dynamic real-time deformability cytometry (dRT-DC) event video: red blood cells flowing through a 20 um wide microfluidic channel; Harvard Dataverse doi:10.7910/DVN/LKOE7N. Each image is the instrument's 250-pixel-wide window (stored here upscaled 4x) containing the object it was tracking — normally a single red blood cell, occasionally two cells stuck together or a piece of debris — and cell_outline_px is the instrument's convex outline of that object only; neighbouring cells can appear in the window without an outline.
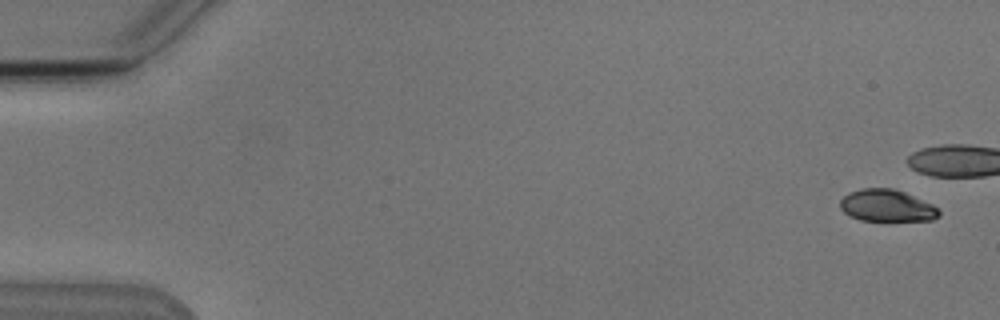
{"species": "Egyptian fruit bat (a non-hibernating species)", "species_latin": "Rousettus aegyptiacus", "temperature_condition": "cold", "stored_images_in_passage": 9, "segment_of_instrument_passage": [1, 2], "camera_frame_rate_fps": 3000, "um_per_image_px": 0.085, "animal": {"sex": "male"}, "frame": {"image": 1, "passage_image": 1, "time_ms": 0.0, "image_size_px": [1000, 320], "cell_outline_px": [[940, 216], [932, 220], [860, 220], [844, 212], [840, 208], [840, 200], [848, 192], [860, 188], [892, 188], [904, 192], [932, 204], [940, 212]], "centroid_in_image_um": [75.36, 17.47], "position_along_channel_um": 9.6, "area_um2": 18.26}}
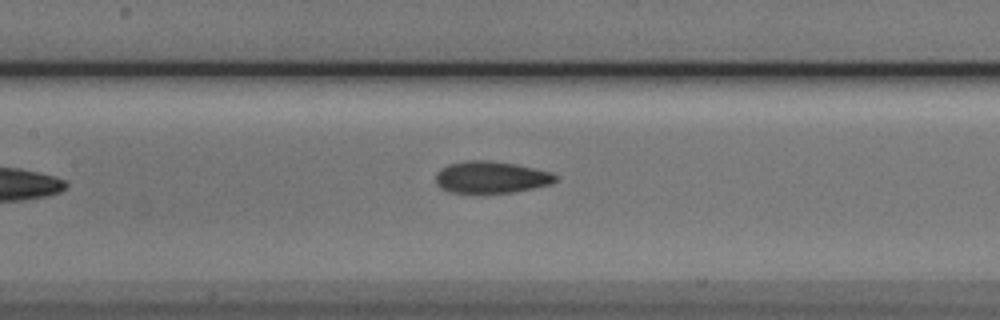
{"frame": {"image": 2, "passage_image": 8, "time_ms": 9.0, "image_size_px": [1000, 320], "cell_outline_px": [[556, 180], [548, 184], [532, 188], [512, 192], [448, 192], [440, 188], [436, 184], [436, 172], [448, 164], [464, 160], [488, 160], [516, 164], [552, 172], [556, 176]], "centroid_in_image_um": [41.69, 15.04], "position_along_channel_um": 165.7, "area_um2": 22.08}}